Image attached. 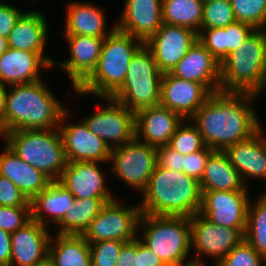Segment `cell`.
<instances>
[{"label":"cell","mask_w":266,"mask_h":266,"mask_svg":"<svg viewBox=\"0 0 266 266\" xmlns=\"http://www.w3.org/2000/svg\"><path fill=\"white\" fill-rule=\"evenodd\" d=\"M257 95L218 91L211 93L190 119L197 126L207 147L225 151L250 138L261 123L251 105Z\"/></svg>","instance_id":"1"},{"label":"cell","mask_w":266,"mask_h":266,"mask_svg":"<svg viewBox=\"0 0 266 266\" xmlns=\"http://www.w3.org/2000/svg\"><path fill=\"white\" fill-rule=\"evenodd\" d=\"M7 91L0 136L11 131L58 128L67 111L42 80L10 86Z\"/></svg>","instance_id":"2"},{"label":"cell","mask_w":266,"mask_h":266,"mask_svg":"<svg viewBox=\"0 0 266 266\" xmlns=\"http://www.w3.org/2000/svg\"><path fill=\"white\" fill-rule=\"evenodd\" d=\"M142 194V214L191 217L201 206L202 193L196 178L157 165Z\"/></svg>","instance_id":"3"},{"label":"cell","mask_w":266,"mask_h":266,"mask_svg":"<svg viewBox=\"0 0 266 266\" xmlns=\"http://www.w3.org/2000/svg\"><path fill=\"white\" fill-rule=\"evenodd\" d=\"M266 88V29H255L220 63V91L260 96Z\"/></svg>","instance_id":"4"},{"label":"cell","mask_w":266,"mask_h":266,"mask_svg":"<svg viewBox=\"0 0 266 266\" xmlns=\"http://www.w3.org/2000/svg\"><path fill=\"white\" fill-rule=\"evenodd\" d=\"M143 45L140 39L115 28L104 38L95 70L75 93L111 97L122 86L132 57Z\"/></svg>","instance_id":"5"},{"label":"cell","mask_w":266,"mask_h":266,"mask_svg":"<svg viewBox=\"0 0 266 266\" xmlns=\"http://www.w3.org/2000/svg\"><path fill=\"white\" fill-rule=\"evenodd\" d=\"M138 228L143 233L139 239L166 266H193L192 259L185 260L192 247L190 217L142 214Z\"/></svg>","instance_id":"6"},{"label":"cell","mask_w":266,"mask_h":266,"mask_svg":"<svg viewBox=\"0 0 266 266\" xmlns=\"http://www.w3.org/2000/svg\"><path fill=\"white\" fill-rule=\"evenodd\" d=\"M3 137L5 144L19 158L52 181H59L67 160L58 128L11 131Z\"/></svg>","instance_id":"7"},{"label":"cell","mask_w":266,"mask_h":266,"mask_svg":"<svg viewBox=\"0 0 266 266\" xmlns=\"http://www.w3.org/2000/svg\"><path fill=\"white\" fill-rule=\"evenodd\" d=\"M163 74L143 45L132 57L122 86L111 96L135 114L160 103Z\"/></svg>","instance_id":"8"},{"label":"cell","mask_w":266,"mask_h":266,"mask_svg":"<svg viewBox=\"0 0 266 266\" xmlns=\"http://www.w3.org/2000/svg\"><path fill=\"white\" fill-rule=\"evenodd\" d=\"M116 198L107 202L82 236L90 243L104 240L133 241L142 215L139 206H121Z\"/></svg>","instance_id":"9"},{"label":"cell","mask_w":266,"mask_h":266,"mask_svg":"<svg viewBox=\"0 0 266 266\" xmlns=\"http://www.w3.org/2000/svg\"><path fill=\"white\" fill-rule=\"evenodd\" d=\"M157 148L136 137L125 145L111 150L112 170L130 187L142 193L157 165Z\"/></svg>","instance_id":"10"},{"label":"cell","mask_w":266,"mask_h":266,"mask_svg":"<svg viewBox=\"0 0 266 266\" xmlns=\"http://www.w3.org/2000/svg\"><path fill=\"white\" fill-rule=\"evenodd\" d=\"M191 246L198 254L193 266H203L199 255L215 259V266L244 239V234L235 228L216 225L197 213L190 217Z\"/></svg>","instance_id":"11"},{"label":"cell","mask_w":266,"mask_h":266,"mask_svg":"<svg viewBox=\"0 0 266 266\" xmlns=\"http://www.w3.org/2000/svg\"><path fill=\"white\" fill-rule=\"evenodd\" d=\"M102 99L109 104L84 118L83 122L90 132L104 140L112 150L136 137L135 113L112 97Z\"/></svg>","instance_id":"12"},{"label":"cell","mask_w":266,"mask_h":266,"mask_svg":"<svg viewBox=\"0 0 266 266\" xmlns=\"http://www.w3.org/2000/svg\"><path fill=\"white\" fill-rule=\"evenodd\" d=\"M201 193L199 214L216 225L239 229L245 234L250 202L247 190L201 191Z\"/></svg>","instance_id":"13"},{"label":"cell","mask_w":266,"mask_h":266,"mask_svg":"<svg viewBox=\"0 0 266 266\" xmlns=\"http://www.w3.org/2000/svg\"><path fill=\"white\" fill-rule=\"evenodd\" d=\"M198 40V33L176 25L163 23L144 45L151 51L159 71L169 73Z\"/></svg>","instance_id":"14"},{"label":"cell","mask_w":266,"mask_h":266,"mask_svg":"<svg viewBox=\"0 0 266 266\" xmlns=\"http://www.w3.org/2000/svg\"><path fill=\"white\" fill-rule=\"evenodd\" d=\"M68 111L61 118L58 126L67 163L72 162H109L111 148L104 140L90 132L85 123L64 124Z\"/></svg>","instance_id":"15"},{"label":"cell","mask_w":266,"mask_h":266,"mask_svg":"<svg viewBox=\"0 0 266 266\" xmlns=\"http://www.w3.org/2000/svg\"><path fill=\"white\" fill-rule=\"evenodd\" d=\"M210 94L200 83L178 78L170 72L163 73L159 105L173 110L183 120L189 121Z\"/></svg>","instance_id":"16"},{"label":"cell","mask_w":266,"mask_h":266,"mask_svg":"<svg viewBox=\"0 0 266 266\" xmlns=\"http://www.w3.org/2000/svg\"><path fill=\"white\" fill-rule=\"evenodd\" d=\"M51 236L47 227L32 219L11 233L10 266L47 265Z\"/></svg>","instance_id":"17"},{"label":"cell","mask_w":266,"mask_h":266,"mask_svg":"<svg viewBox=\"0 0 266 266\" xmlns=\"http://www.w3.org/2000/svg\"><path fill=\"white\" fill-rule=\"evenodd\" d=\"M116 28L144 43L163 25L162 0H125Z\"/></svg>","instance_id":"18"},{"label":"cell","mask_w":266,"mask_h":266,"mask_svg":"<svg viewBox=\"0 0 266 266\" xmlns=\"http://www.w3.org/2000/svg\"><path fill=\"white\" fill-rule=\"evenodd\" d=\"M98 163H67L59 182L71 192L75 199L104 198L110 202L115 198L105 187V176Z\"/></svg>","instance_id":"19"},{"label":"cell","mask_w":266,"mask_h":266,"mask_svg":"<svg viewBox=\"0 0 266 266\" xmlns=\"http://www.w3.org/2000/svg\"><path fill=\"white\" fill-rule=\"evenodd\" d=\"M170 73L200 83L210 93L220 91V63L198 40Z\"/></svg>","instance_id":"20"},{"label":"cell","mask_w":266,"mask_h":266,"mask_svg":"<svg viewBox=\"0 0 266 266\" xmlns=\"http://www.w3.org/2000/svg\"><path fill=\"white\" fill-rule=\"evenodd\" d=\"M70 57L59 62L66 70L76 90L95 70L101 54L104 38L81 35H65Z\"/></svg>","instance_id":"21"},{"label":"cell","mask_w":266,"mask_h":266,"mask_svg":"<svg viewBox=\"0 0 266 266\" xmlns=\"http://www.w3.org/2000/svg\"><path fill=\"white\" fill-rule=\"evenodd\" d=\"M182 121L177 113L161 105L140 110L135 114L136 138L156 148L168 145Z\"/></svg>","instance_id":"22"},{"label":"cell","mask_w":266,"mask_h":266,"mask_svg":"<svg viewBox=\"0 0 266 266\" xmlns=\"http://www.w3.org/2000/svg\"><path fill=\"white\" fill-rule=\"evenodd\" d=\"M262 130L261 127L250 138L239 141L225 150L244 184L247 178L266 179V137L262 135Z\"/></svg>","instance_id":"23"},{"label":"cell","mask_w":266,"mask_h":266,"mask_svg":"<svg viewBox=\"0 0 266 266\" xmlns=\"http://www.w3.org/2000/svg\"><path fill=\"white\" fill-rule=\"evenodd\" d=\"M42 68L52 66L40 54L8 48L0 56V81L10 86L33 83L41 80Z\"/></svg>","instance_id":"24"},{"label":"cell","mask_w":266,"mask_h":266,"mask_svg":"<svg viewBox=\"0 0 266 266\" xmlns=\"http://www.w3.org/2000/svg\"><path fill=\"white\" fill-rule=\"evenodd\" d=\"M46 20L39 10L24 12L7 38L8 48L38 53L53 66L54 59L44 53L48 29Z\"/></svg>","instance_id":"25"},{"label":"cell","mask_w":266,"mask_h":266,"mask_svg":"<svg viewBox=\"0 0 266 266\" xmlns=\"http://www.w3.org/2000/svg\"><path fill=\"white\" fill-rule=\"evenodd\" d=\"M3 152L0 153V175L13 182L29 200L52 182L43 172L19 158L7 145Z\"/></svg>","instance_id":"26"},{"label":"cell","mask_w":266,"mask_h":266,"mask_svg":"<svg viewBox=\"0 0 266 266\" xmlns=\"http://www.w3.org/2000/svg\"><path fill=\"white\" fill-rule=\"evenodd\" d=\"M75 197L59 181H52L40 194L35 195L30 200L31 219L47 227L51 221L52 224H58L65 212L73 207ZM47 213L50 221L44 218L42 213Z\"/></svg>","instance_id":"27"},{"label":"cell","mask_w":266,"mask_h":266,"mask_svg":"<svg viewBox=\"0 0 266 266\" xmlns=\"http://www.w3.org/2000/svg\"><path fill=\"white\" fill-rule=\"evenodd\" d=\"M66 12L64 35L105 38L116 28L106 31L103 10L91 3L69 2Z\"/></svg>","instance_id":"28"},{"label":"cell","mask_w":266,"mask_h":266,"mask_svg":"<svg viewBox=\"0 0 266 266\" xmlns=\"http://www.w3.org/2000/svg\"><path fill=\"white\" fill-rule=\"evenodd\" d=\"M255 29L236 21L222 28L201 29L198 41L221 63L227 54L236 50Z\"/></svg>","instance_id":"29"},{"label":"cell","mask_w":266,"mask_h":266,"mask_svg":"<svg viewBox=\"0 0 266 266\" xmlns=\"http://www.w3.org/2000/svg\"><path fill=\"white\" fill-rule=\"evenodd\" d=\"M199 185L201 191L247 190L226 152L220 150H214L210 154Z\"/></svg>","instance_id":"30"},{"label":"cell","mask_w":266,"mask_h":266,"mask_svg":"<svg viewBox=\"0 0 266 266\" xmlns=\"http://www.w3.org/2000/svg\"><path fill=\"white\" fill-rule=\"evenodd\" d=\"M56 236L54 242L51 236L49 243V266H92L90 244L82 235Z\"/></svg>","instance_id":"31"},{"label":"cell","mask_w":266,"mask_h":266,"mask_svg":"<svg viewBox=\"0 0 266 266\" xmlns=\"http://www.w3.org/2000/svg\"><path fill=\"white\" fill-rule=\"evenodd\" d=\"M106 203L104 198L75 199L73 207L57 224V234L82 235Z\"/></svg>","instance_id":"32"},{"label":"cell","mask_w":266,"mask_h":266,"mask_svg":"<svg viewBox=\"0 0 266 266\" xmlns=\"http://www.w3.org/2000/svg\"><path fill=\"white\" fill-rule=\"evenodd\" d=\"M204 0H162L163 23L183 26L199 33Z\"/></svg>","instance_id":"33"},{"label":"cell","mask_w":266,"mask_h":266,"mask_svg":"<svg viewBox=\"0 0 266 266\" xmlns=\"http://www.w3.org/2000/svg\"><path fill=\"white\" fill-rule=\"evenodd\" d=\"M244 239L266 259V196L249 202Z\"/></svg>","instance_id":"34"},{"label":"cell","mask_w":266,"mask_h":266,"mask_svg":"<svg viewBox=\"0 0 266 266\" xmlns=\"http://www.w3.org/2000/svg\"><path fill=\"white\" fill-rule=\"evenodd\" d=\"M237 21L266 29V0H230Z\"/></svg>","instance_id":"35"},{"label":"cell","mask_w":266,"mask_h":266,"mask_svg":"<svg viewBox=\"0 0 266 266\" xmlns=\"http://www.w3.org/2000/svg\"><path fill=\"white\" fill-rule=\"evenodd\" d=\"M184 121L186 120H183L176 128L168 146L182 155H188L204 149L206 145L197 126L191 122L182 125Z\"/></svg>","instance_id":"36"},{"label":"cell","mask_w":266,"mask_h":266,"mask_svg":"<svg viewBox=\"0 0 266 266\" xmlns=\"http://www.w3.org/2000/svg\"><path fill=\"white\" fill-rule=\"evenodd\" d=\"M236 21L230 1L204 0L201 29L222 28Z\"/></svg>","instance_id":"37"},{"label":"cell","mask_w":266,"mask_h":266,"mask_svg":"<svg viewBox=\"0 0 266 266\" xmlns=\"http://www.w3.org/2000/svg\"><path fill=\"white\" fill-rule=\"evenodd\" d=\"M266 259L243 239L216 266H262Z\"/></svg>","instance_id":"38"},{"label":"cell","mask_w":266,"mask_h":266,"mask_svg":"<svg viewBox=\"0 0 266 266\" xmlns=\"http://www.w3.org/2000/svg\"><path fill=\"white\" fill-rule=\"evenodd\" d=\"M125 244L118 240L90 243L92 266H115L119 252Z\"/></svg>","instance_id":"39"},{"label":"cell","mask_w":266,"mask_h":266,"mask_svg":"<svg viewBox=\"0 0 266 266\" xmlns=\"http://www.w3.org/2000/svg\"><path fill=\"white\" fill-rule=\"evenodd\" d=\"M31 220L30 206H0V229L14 233Z\"/></svg>","instance_id":"40"},{"label":"cell","mask_w":266,"mask_h":266,"mask_svg":"<svg viewBox=\"0 0 266 266\" xmlns=\"http://www.w3.org/2000/svg\"><path fill=\"white\" fill-rule=\"evenodd\" d=\"M213 151V149L206 146L204 149L197 152L183 155V172L200 181L203 176L207 160Z\"/></svg>","instance_id":"41"},{"label":"cell","mask_w":266,"mask_h":266,"mask_svg":"<svg viewBox=\"0 0 266 266\" xmlns=\"http://www.w3.org/2000/svg\"><path fill=\"white\" fill-rule=\"evenodd\" d=\"M0 206H30V200L8 178L0 175Z\"/></svg>","instance_id":"42"},{"label":"cell","mask_w":266,"mask_h":266,"mask_svg":"<svg viewBox=\"0 0 266 266\" xmlns=\"http://www.w3.org/2000/svg\"><path fill=\"white\" fill-rule=\"evenodd\" d=\"M156 160L157 166L183 172V155L168 145L157 148Z\"/></svg>","instance_id":"43"},{"label":"cell","mask_w":266,"mask_h":266,"mask_svg":"<svg viewBox=\"0 0 266 266\" xmlns=\"http://www.w3.org/2000/svg\"><path fill=\"white\" fill-rule=\"evenodd\" d=\"M24 12L7 3H0V36L8 38Z\"/></svg>","instance_id":"44"},{"label":"cell","mask_w":266,"mask_h":266,"mask_svg":"<svg viewBox=\"0 0 266 266\" xmlns=\"http://www.w3.org/2000/svg\"><path fill=\"white\" fill-rule=\"evenodd\" d=\"M115 266H139L138 238L125 243L118 255Z\"/></svg>","instance_id":"45"},{"label":"cell","mask_w":266,"mask_h":266,"mask_svg":"<svg viewBox=\"0 0 266 266\" xmlns=\"http://www.w3.org/2000/svg\"><path fill=\"white\" fill-rule=\"evenodd\" d=\"M139 266H166L162 260L151 251L138 237Z\"/></svg>","instance_id":"46"},{"label":"cell","mask_w":266,"mask_h":266,"mask_svg":"<svg viewBox=\"0 0 266 266\" xmlns=\"http://www.w3.org/2000/svg\"><path fill=\"white\" fill-rule=\"evenodd\" d=\"M11 233L0 229V266H10Z\"/></svg>","instance_id":"47"},{"label":"cell","mask_w":266,"mask_h":266,"mask_svg":"<svg viewBox=\"0 0 266 266\" xmlns=\"http://www.w3.org/2000/svg\"><path fill=\"white\" fill-rule=\"evenodd\" d=\"M7 86L0 81V120L3 118L5 103H6V94H7Z\"/></svg>","instance_id":"48"},{"label":"cell","mask_w":266,"mask_h":266,"mask_svg":"<svg viewBox=\"0 0 266 266\" xmlns=\"http://www.w3.org/2000/svg\"><path fill=\"white\" fill-rule=\"evenodd\" d=\"M8 49L7 38L0 36V56Z\"/></svg>","instance_id":"49"}]
</instances>
